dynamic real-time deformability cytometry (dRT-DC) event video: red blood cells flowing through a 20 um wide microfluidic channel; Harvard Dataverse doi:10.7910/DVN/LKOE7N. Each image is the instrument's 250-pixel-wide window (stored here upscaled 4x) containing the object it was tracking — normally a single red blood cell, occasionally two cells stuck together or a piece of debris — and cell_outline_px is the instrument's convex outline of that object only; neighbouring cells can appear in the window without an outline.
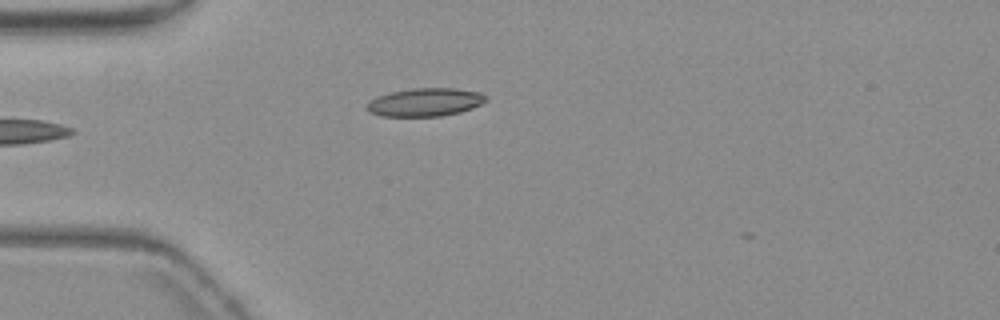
{"species": "common noctule bat (a hibernating species)", "species_latin": "Nyctalus noctula", "temperature_condition": "warm", "stored_images_in_passage": 5, "camera_frame_rate_fps": 3000, "um_per_image_px": 0.085, "animal": {"sex": "female", "body_mass_g": 19.3, "forearm_length_mm": 54.1}, "frame": {"image": 1, "passage_image": 5, "time_ms": 5.0, "image_size_px": [1000, 320], "cell_outline_px": [[488, 100], [472, 108], [460, 112], [440, 116], [380, 116], [368, 112], [364, 108], [368, 100], [376, 96], [392, 92], [412, 88], [456, 88], [480, 92], [488, 96]], "centroid_in_image_um": [36.1, 8.68], "position_along_channel_um": 48.9, "area_um2": 19.83}}